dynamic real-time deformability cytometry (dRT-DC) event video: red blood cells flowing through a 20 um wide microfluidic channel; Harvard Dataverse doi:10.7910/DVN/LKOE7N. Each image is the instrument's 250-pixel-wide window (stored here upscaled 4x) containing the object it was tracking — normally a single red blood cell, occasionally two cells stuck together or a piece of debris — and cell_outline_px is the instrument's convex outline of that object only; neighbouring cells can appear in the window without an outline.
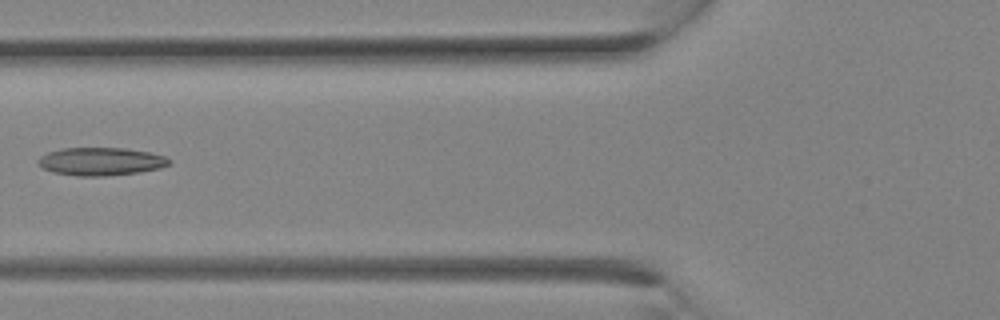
{"species": "Egyptian fruit bat (a non-hibernating species)", "species_latin": "Rousettus aegyptiacus", "temperature_condition": "room temperature", "stored_images_in_passage": 18, "camera_frame_rate_fps": 3000, "um_per_image_px": 0.085, "animal": {"sex": "female"}, "frame": {"image": 1, "passage_image": 5, "time_ms": 1.333, "image_size_px": [1000, 320], "cell_outline_px": [[172, 160], [168, 164], [160, 168], [136, 172], [104, 176], [76, 176], [52, 172], [44, 168], [36, 160], [40, 156], [48, 152], [60, 148], [128, 148], [148, 152], [164, 156]], "centroid_in_image_um": [8.54, 13.71], "position_along_channel_um": 117.3, "area_um2": 21.27}}
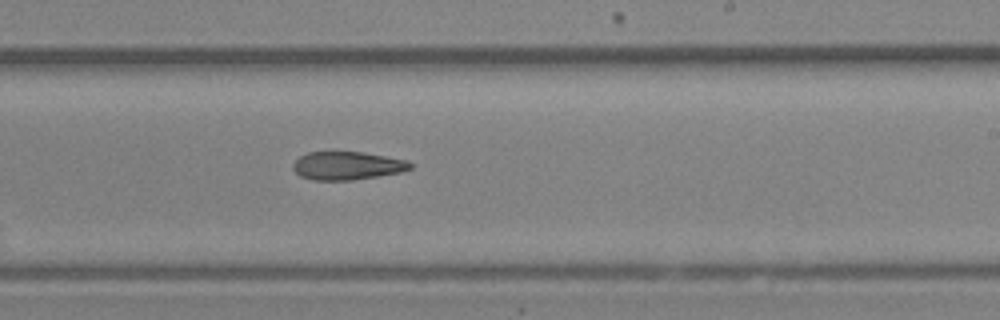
{"frame": {"image": 2, "passage_image": 11, "time_ms": 3.333, "image_size_px": [1000, 320], "cell_outline_px": [[412, 168], [400, 172], [352, 180], [316, 180], [300, 176], [292, 168], [292, 164], [300, 156], [308, 152], [364, 152], [408, 160], [412, 164]], "centroid_in_image_um": [29.51, 14.07], "position_along_channel_um": 259.5, "area_um2": 19.19}}
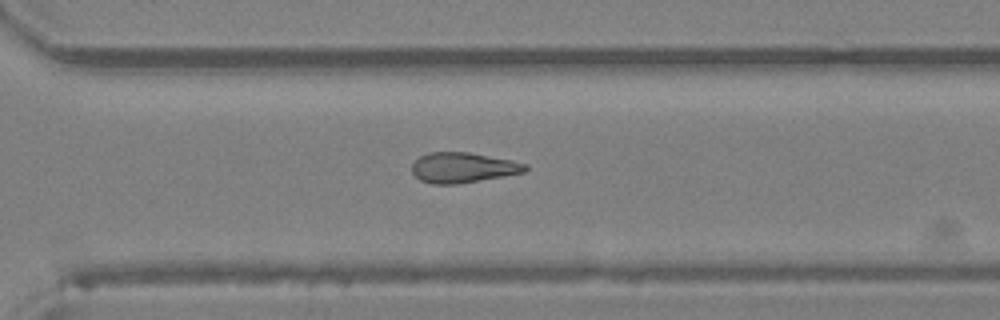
{"frame": {"image": 3, "passage_image": 14, "time_ms": 4.333, "image_size_px": [1000, 320], "cell_outline_px": [[528, 168], [524, 172], [504, 176], [456, 184], [432, 184], [420, 180], [412, 172], [412, 164], [420, 156], [428, 152], [468, 152], [512, 160], [528, 164]], "centroid_in_image_um": [39.35, 14.24], "position_along_channel_um": 331.3, "area_um2": 19.94}}